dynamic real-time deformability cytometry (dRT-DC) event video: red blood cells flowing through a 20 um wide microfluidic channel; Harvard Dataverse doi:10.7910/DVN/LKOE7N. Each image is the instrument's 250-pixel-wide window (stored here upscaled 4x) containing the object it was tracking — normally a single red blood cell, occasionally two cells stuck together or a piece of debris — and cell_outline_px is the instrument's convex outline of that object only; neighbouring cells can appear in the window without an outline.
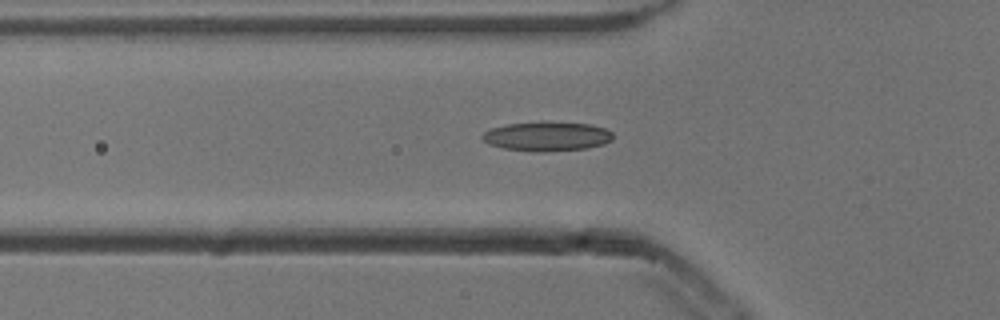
{"species": "common noctule bat (a hibernating species)", "species_latin": "Nyctalus noctula", "temperature_condition": "cold", "stored_images_in_passage": 36, "camera_frame_rate_fps": 3000, "um_per_image_px": 0.085, "animal": {"sex": "male", "body_mass_g": 13.3}, "frame": {"image": 1, "passage_image": 4, "time_ms": 1.0, "image_size_px": [1000, 320], "cell_outline_px": [[612, 140], [604, 144], [588, 148], [544, 152], [532, 152], [504, 148], [488, 144], [480, 136], [484, 132], [492, 128], [508, 124], [540, 120], [544, 120], [588, 124], [604, 128], [612, 132]], "centroid_in_image_um": [46.48, 11.57], "position_along_channel_um": 79.3, "area_um2": 22.77}}
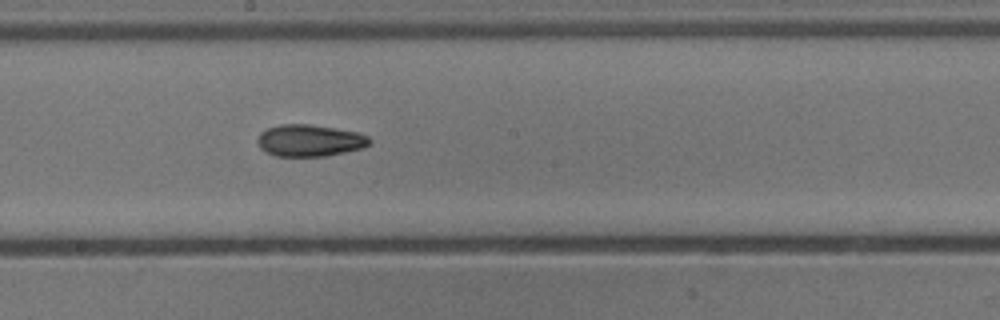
{"frame": {"image": 2, "passage_image": 15, "time_ms": 4.667, "image_size_px": [1000, 320], "cell_outline_px": [[372, 140], [368, 144], [360, 148], [344, 152], [324, 156], [276, 156], [260, 148], [256, 140], [260, 132], [268, 128], [280, 124], [308, 124], [356, 132], [368, 136]], "centroid_in_image_um": [26.28, 11.94], "position_along_channel_um": 221.9, "area_um2": 20.52}}
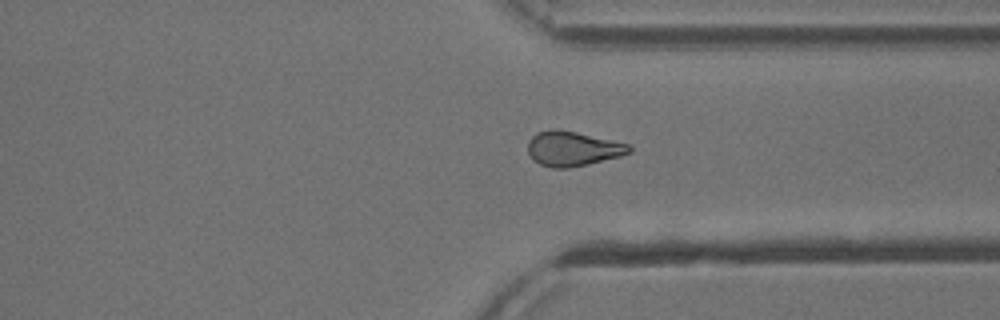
{"frame": {"image": 3, "passage_image": 26, "time_ms": 8.333, "image_size_px": [1000, 320], "cell_outline_px": [[632, 152], [620, 156], [588, 164], [568, 168], [552, 168], [540, 164], [532, 160], [528, 152], [528, 140], [536, 132], [552, 128], [556, 128], [576, 132], [628, 144], [632, 148]], "centroid_in_image_um": [48.64, 12.63], "position_along_channel_um": 362.8, "area_um2": 20.58}}